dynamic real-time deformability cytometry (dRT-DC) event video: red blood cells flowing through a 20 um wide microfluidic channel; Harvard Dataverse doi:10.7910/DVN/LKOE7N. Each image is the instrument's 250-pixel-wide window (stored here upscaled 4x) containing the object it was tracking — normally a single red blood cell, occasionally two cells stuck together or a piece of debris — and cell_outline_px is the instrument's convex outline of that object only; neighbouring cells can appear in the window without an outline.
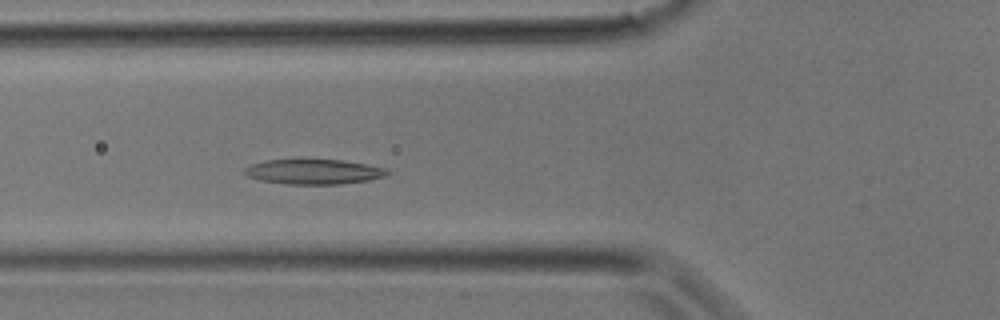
{"species": "common noctule bat (a hibernating species)", "species_latin": "Nyctalus noctula", "temperature_condition": "room temperature", "stored_images_in_passage": 10, "camera_frame_rate_fps": 3000, "um_per_image_px": 0.085, "animal": {"sex": "male", "body_mass_g": 17.9}, "frame": {"image": 1, "passage_image": 10, "time_ms": 3.0, "image_size_px": [1000, 320], "cell_outline_px": [[392, 172], [384, 176], [368, 180], [340, 184], [288, 184], [260, 180], [248, 176], [244, 172], [244, 168], [252, 164], [264, 160], [340, 160], [364, 164], [384, 168]], "centroid_in_image_um": [26.65, 14.6], "position_along_channel_um": 99.2, "area_um2": 20.46}}